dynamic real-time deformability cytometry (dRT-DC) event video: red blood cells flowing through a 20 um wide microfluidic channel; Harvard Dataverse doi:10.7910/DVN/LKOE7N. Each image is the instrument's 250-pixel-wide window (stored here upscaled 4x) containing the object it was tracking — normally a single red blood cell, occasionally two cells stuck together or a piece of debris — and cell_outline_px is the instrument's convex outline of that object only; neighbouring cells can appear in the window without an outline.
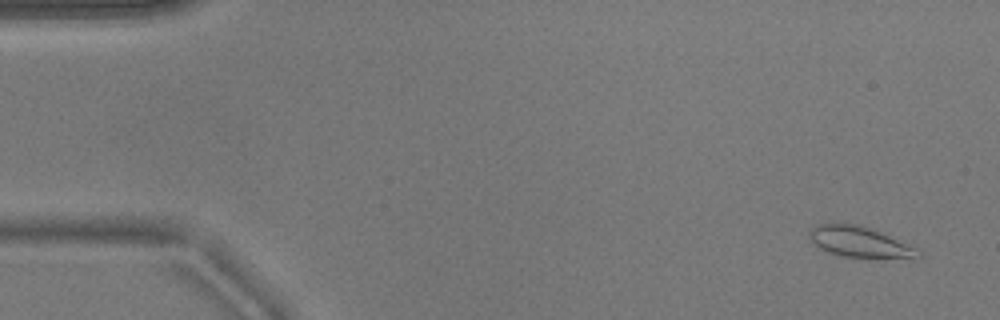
{"species": "common noctule bat (a hibernating species)", "species_latin": "Nyctalus noctula", "temperature_condition": "warm", "stored_images_in_passage": 53, "camera_frame_rate_fps": 3000, "um_per_image_px": 0.085, "animal": {"sex": "male", "body_mass_g": 17.9}, "frame": {"image": 1, "passage_image": 3, "time_ms": 0.667, "image_size_px": [1000, 320], "cell_outline_px": [[924, 256], [916, 260], [840, 256], [828, 252], [812, 244], [808, 236], [808, 232], [812, 228], [820, 224], [856, 224], [868, 228], [888, 236], [916, 248], [924, 252]], "centroid_in_image_um": [73.14, 20.63], "position_along_channel_um": 11.9, "area_um2": 19.71}}
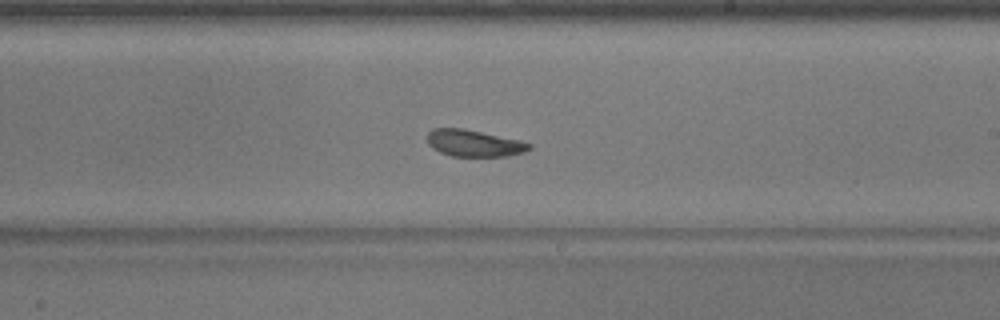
{"frame": {"image": 2, "passage_image": 31, "time_ms": 10.0, "image_size_px": [1000, 320], "cell_outline_px": [[532, 148], [524, 152], [504, 156], [452, 156], [440, 152], [432, 148], [428, 144], [428, 132], [432, 128], [464, 128], [520, 140], [532, 144]], "centroid_in_image_um": [40.28, 12.16], "position_along_channel_um": 248.7, "area_um2": 15.9}}
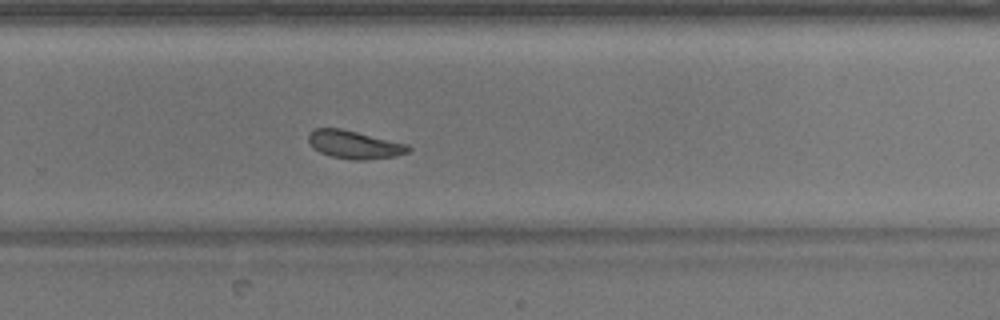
{"frame": {"image": 3, "passage_image": 35, "time_ms": 11.333, "image_size_px": [1000, 320], "cell_outline_px": [[412, 148], [408, 152], [392, 156], [364, 160], [352, 160], [332, 156], [320, 152], [308, 140], [308, 132], [316, 128], [340, 128], [408, 144]], "centroid_in_image_um": [30.12, 12.28], "position_along_channel_um": 299.7, "area_um2": 16.07}, "authors_computed_cell_mechanics": {"area_um2": 17.8024, "velocity_mm_per_s": 3.8371, "shape_relaxation_time_tau1_ms": 5.0825, "shape_relaxation_time_tau2_ms": 1.9073, "deformation_change_tau1": 0.1105, "deformation_change_tau2": 0.0788}}